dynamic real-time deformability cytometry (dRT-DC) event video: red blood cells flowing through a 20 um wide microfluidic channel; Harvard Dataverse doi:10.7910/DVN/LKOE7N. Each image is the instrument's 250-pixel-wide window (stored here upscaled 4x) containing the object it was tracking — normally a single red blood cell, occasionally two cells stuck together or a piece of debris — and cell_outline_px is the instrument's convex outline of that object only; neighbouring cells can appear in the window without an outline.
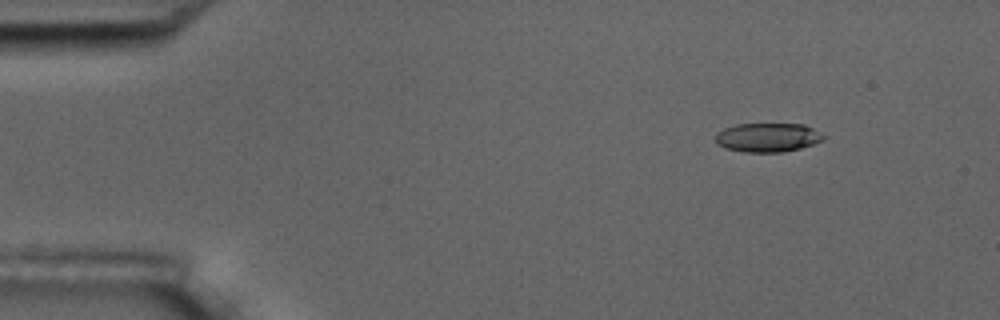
{"species": "common noctule bat (a hibernating species)", "species_latin": "Nyctalus noctula", "temperature_condition": "room temperature", "stored_images_in_passage": 4, "camera_frame_rate_fps": 3000, "um_per_image_px": 0.085, "animal": {"sex": "male", "body_mass_g": 17.5, "forearm_length_mm": 52.3}, "frame": {"image": 1, "passage_image": 2, "time_ms": 1.0, "image_size_px": [1000, 320], "cell_outline_px": [[824, 140], [800, 148], [780, 152], [744, 152], [724, 148], [716, 144], [716, 132], [724, 128], [736, 124], [804, 124], [812, 128], [824, 136]], "centroid_in_image_um": [65.2, 11.68], "position_along_channel_um": 19.8, "area_um2": 18.21}}